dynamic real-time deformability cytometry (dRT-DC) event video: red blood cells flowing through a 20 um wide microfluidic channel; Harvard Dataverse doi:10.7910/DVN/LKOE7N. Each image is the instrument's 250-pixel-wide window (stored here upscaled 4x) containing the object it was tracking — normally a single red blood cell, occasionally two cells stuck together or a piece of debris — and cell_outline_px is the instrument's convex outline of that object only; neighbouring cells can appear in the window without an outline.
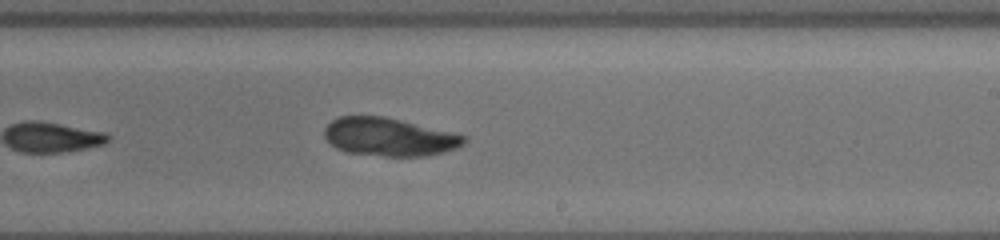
{"species": "common noctule bat (a hibernating species)", "species_latin": "Nyctalus noctula", "temperature_condition": "cold", "stored_images_in_passage": 42, "camera_frame_rate_fps": 3000, "um_per_image_px": 0.085, "animal": {"sex": "female", "body_mass_g": 19.5, "forearm_length_mm": 54.1}, "frame": {"image": 1, "passage_image": 42, "time_ms": 11.667, "image_size_px": [1000, 240], "cell_outline_px": [[468, 140], [460, 148], [428, 156], [384, 156], [348, 152], [336, 148], [324, 136], [324, 128], [332, 120], [340, 116], [384, 116], [452, 132], [468, 136]], "centroid_in_image_um": [33.13, 11.64], "position_along_channel_um": 255.9, "area_um2": 31.15}}